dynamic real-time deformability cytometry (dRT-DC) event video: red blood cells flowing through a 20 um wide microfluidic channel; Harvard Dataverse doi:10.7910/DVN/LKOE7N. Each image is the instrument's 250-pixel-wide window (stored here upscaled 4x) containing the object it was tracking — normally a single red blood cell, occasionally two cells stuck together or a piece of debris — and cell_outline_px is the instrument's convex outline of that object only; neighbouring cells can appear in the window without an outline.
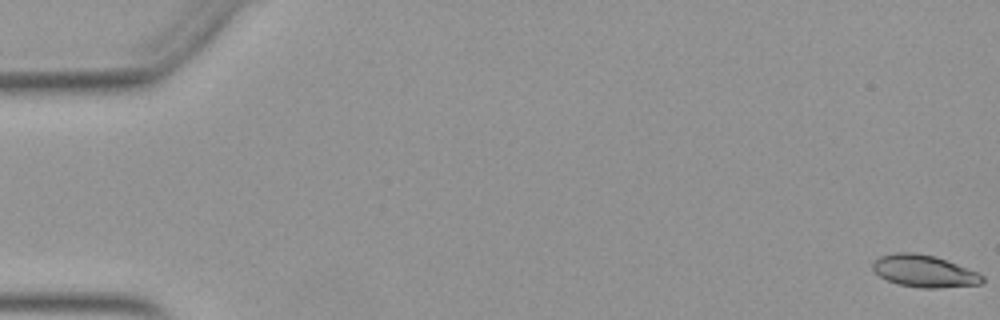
{"species": "Egyptian fruit bat (a non-hibernating species)", "species_latin": "Rousettus aegyptiacus", "temperature_condition": "warm", "stored_images_in_passage": 53, "camera_frame_rate_fps": 3000, "um_per_image_px": 0.085, "animal": {"sex": "female"}, "frame": {"image": 1, "passage_image": 1, "time_ms": 0.0, "image_size_px": [1000, 320], "cell_outline_px": [[984, 280], [980, 284], [936, 288], [920, 288], [896, 284], [880, 276], [872, 268], [872, 264], [880, 256], [896, 252], [916, 252], [936, 256], [980, 272], [984, 276]], "centroid_in_image_um": [78.58, 23.04], "position_along_channel_um": 6.4, "area_um2": 20.69}}
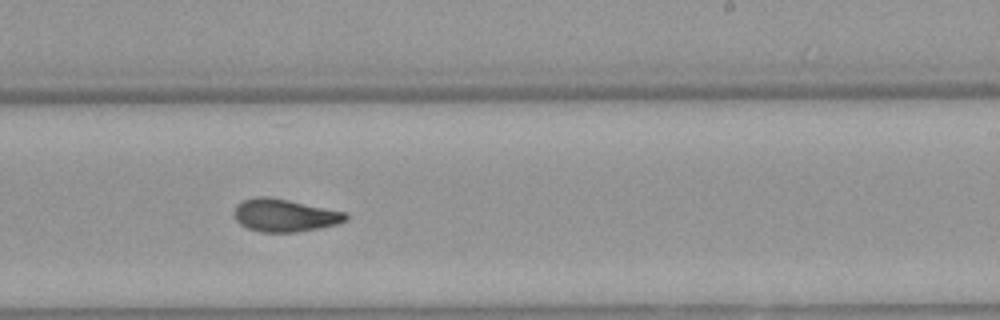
{"frame": {"image": 2, "passage_image": 33, "time_ms": 10.667, "image_size_px": [1000, 320], "cell_outline_px": [[348, 220], [340, 224], [320, 228], [296, 232], [260, 232], [248, 228], [240, 224], [236, 220], [232, 212], [236, 204], [244, 200], [256, 196], [268, 196], [348, 212]], "centroid_in_image_um": [24.21, 18.3], "position_along_channel_um": 264.8, "area_um2": 21.62}}
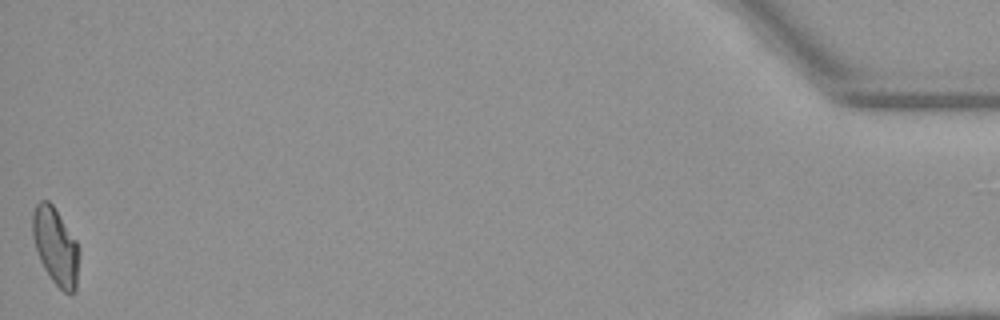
{"frame": {"image": 3, "passage_image": 53, "time_ms": 17.333, "image_size_px": [1000, 320], "cell_outline_px": [[80, 252], [76, 288], [72, 292], [64, 292], [52, 280], [44, 268], [40, 260], [32, 236], [32, 212], [36, 204], [40, 200], [48, 200], [52, 204], [76, 240], [80, 248]], "centroid_in_image_um": [4.73, 20.91], "position_along_channel_um": 430.5, "area_um2": 20.87}, "authors_computed_cell_mechanics": {"area_um2": 20.8658, "velocity_mm_per_s": 3.9348, "shape_relaxation_time_tau1_ms": 6.4968, "shape_relaxation_time_tau2_ms": 2.7361, "deformation_change_tau1": 0.1893, "deformation_change_tau2": 0.0889}}